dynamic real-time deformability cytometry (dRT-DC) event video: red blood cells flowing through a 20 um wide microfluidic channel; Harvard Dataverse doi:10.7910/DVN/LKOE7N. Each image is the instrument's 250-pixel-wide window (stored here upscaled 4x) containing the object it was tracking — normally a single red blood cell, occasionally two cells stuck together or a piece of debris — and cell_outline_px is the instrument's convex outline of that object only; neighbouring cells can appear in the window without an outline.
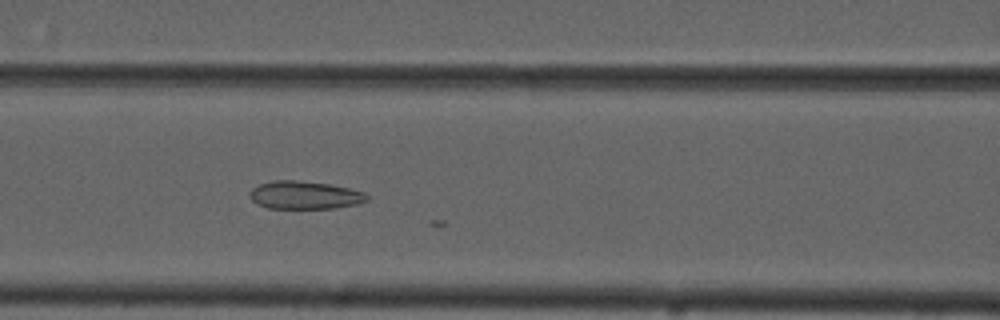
{"species": "common noctule bat (a hibernating species)", "species_latin": "Nyctalus noctula", "temperature_condition": "cold", "stored_images_in_passage": 20, "camera_frame_rate_fps": 3000, "um_per_image_px": 0.085, "animal": {"sex": "male", "forearm_length_mm": 52.5}, "frame": {"image": 1, "passage_image": 17, "time_ms": 5.333, "image_size_px": [1000, 320], "cell_outline_px": [[368, 200], [356, 204], [336, 208], [268, 208], [256, 204], [252, 200], [248, 192], [252, 188], [260, 184], [276, 180], [296, 180], [328, 184], [348, 188], [364, 192], [368, 196]], "centroid_in_image_um": [25.87, 16.59], "position_along_channel_um": 140.7, "area_um2": 19.02}}